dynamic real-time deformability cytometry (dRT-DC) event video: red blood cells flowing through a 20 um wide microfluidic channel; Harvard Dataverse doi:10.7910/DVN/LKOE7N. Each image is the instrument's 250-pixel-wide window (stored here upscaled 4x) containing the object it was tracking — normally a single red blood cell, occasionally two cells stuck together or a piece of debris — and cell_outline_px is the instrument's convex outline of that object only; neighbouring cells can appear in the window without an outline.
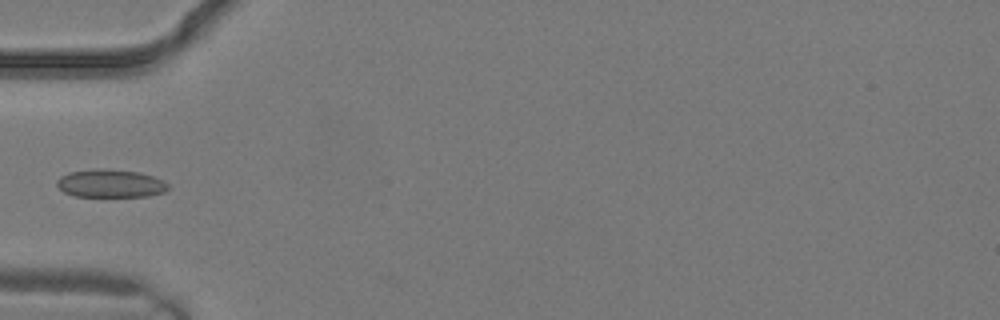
{"species": "common noctule bat (a hibernating species)", "species_latin": "Nyctalus noctula", "temperature_condition": "warm", "stored_images_in_passage": 1, "camera_frame_rate_fps": 3000, "um_per_image_px": 0.085, "animal": {"sex": "male", "body_mass_g": 19.2, "forearm_length_mm": 51.8}, "frame": {"image": 1, "passage_image": 1, "time_ms": 0.0, "image_size_px": [1000, 320], "cell_outline_px": [[168, 188], [164, 192], [148, 196], [76, 196], [64, 192], [56, 184], [56, 180], [60, 176], [68, 172], [100, 168], [140, 172], [164, 180], [168, 184]], "centroid_in_image_um": [9.38, 15.58], "position_along_channel_um": 75.6, "area_um2": 18.15}}